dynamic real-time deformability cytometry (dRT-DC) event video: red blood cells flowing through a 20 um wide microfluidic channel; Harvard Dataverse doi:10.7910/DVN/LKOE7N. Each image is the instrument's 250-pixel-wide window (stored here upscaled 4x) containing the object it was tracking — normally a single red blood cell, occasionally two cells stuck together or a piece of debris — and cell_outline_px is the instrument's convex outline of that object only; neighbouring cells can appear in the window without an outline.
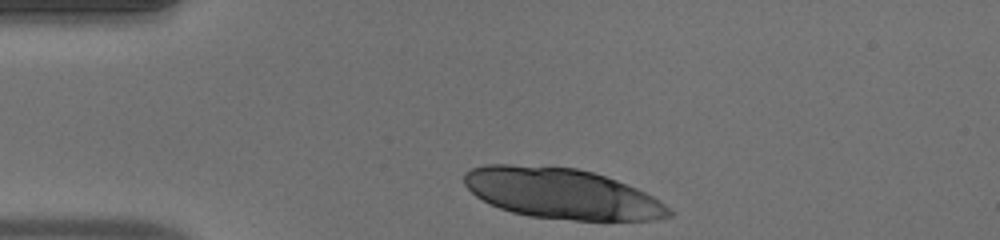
{"species": "human", "species_latin": "Homo sapiens", "temperature_condition": "warm", "stored_images_in_passage": 32, "camera_frame_rate_fps": 3000, "um_per_image_px": 0.085, "donor": {"sex": "male"}, "frame": {"image": 1, "passage_image": 1, "time_ms": 0.0, "image_size_px": [1000, 240], "cell_outline_px": [[676, 212], [672, 216], [656, 220], [576, 220], [528, 216], [512, 212], [488, 204], [476, 196], [464, 184], [464, 172], [472, 168], [484, 164], [512, 164], [576, 168], [592, 172], [616, 180], [636, 188], [652, 196]], "centroid_in_image_um": [47.74, 16.45], "position_along_channel_um": 37.3, "area_um2": 60.29}}